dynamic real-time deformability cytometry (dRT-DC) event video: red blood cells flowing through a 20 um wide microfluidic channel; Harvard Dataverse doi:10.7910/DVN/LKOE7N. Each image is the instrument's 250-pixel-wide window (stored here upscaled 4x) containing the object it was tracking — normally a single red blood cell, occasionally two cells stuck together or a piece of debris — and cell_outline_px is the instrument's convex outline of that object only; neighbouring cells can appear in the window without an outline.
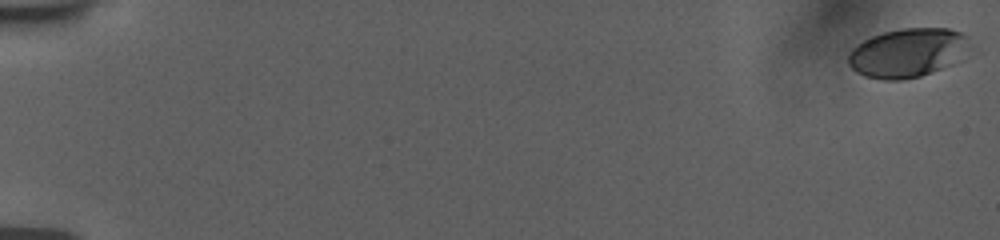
{"species": "human", "species_latin": "Homo sapiens", "temperature_condition": "room temperature", "stored_images_in_passage": 57, "camera_frame_rate_fps": 3000, "um_per_image_px": 0.085, "donor": {"sex": "female"}, "frame": {"image": 1, "passage_image": 1, "time_ms": 0.0, "image_size_px": [1000, 240], "cell_outline_px": [[980, 52], [952, 64], [932, 72], [920, 76], [900, 80], [884, 80], [864, 76], [856, 72], [848, 64], [848, 52], [856, 44], [872, 36], [884, 32], [900, 28], [948, 28], [960, 32], [968, 36], [980, 48]], "centroid_in_image_um": [77.34, 4.47], "position_along_channel_um": 7.7, "area_um2": 36.24}}
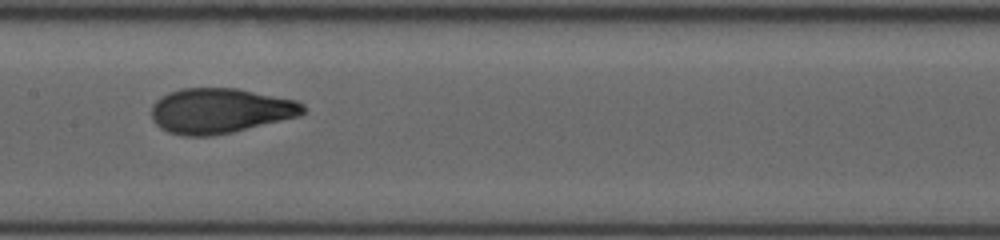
{"frame": {"image": 2, "passage_image": 31, "time_ms": 10.0, "image_size_px": [1000, 240], "cell_outline_px": [[308, 112], [300, 116], [232, 132], [212, 136], [184, 136], [168, 132], [160, 128], [152, 120], [152, 104], [160, 96], [168, 92], [180, 88], [236, 88], [296, 100], [304, 104]], "centroid_in_image_um": [18.71, 9.41], "position_along_channel_um": 188.7, "area_um2": 40.17}}
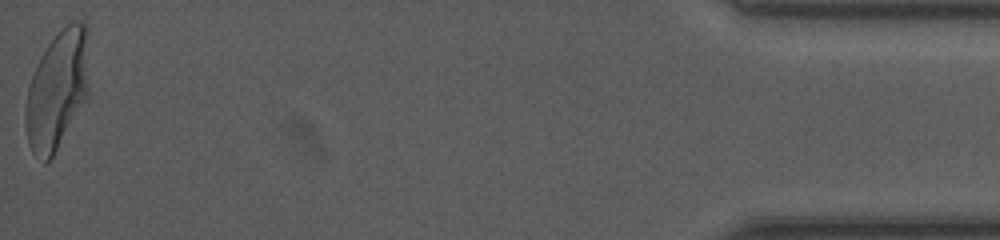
{"frame": {"image": 3, "passage_image": 57, "time_ms": 18.667, "image_size_px": [1000, 240], "cell_outline_px": [[88, 96], [52, 156], [44, 164], [32, 152], [28, 144], [24, 124], [24, 108], [28, 88], [32, 76], [40, 56], [48, 44], [68, 24], [84, 24], [88, 28]], "centroid_in_image_um": [4.84, 7.69], "position_along_channel_um": 430.4, "area_um2": 43.52}, "authors_computed_cell_mechanics": {"area_um2": 39.0728, "velocity_mm_per_s": 3.7465, "shape_relaxation_time_tau1_ms": 3.7655, "shape_relaxation_time_tau2_ms": null, "deformation_change_tau1": 0.1805, "deformation_change_tau2": null}}